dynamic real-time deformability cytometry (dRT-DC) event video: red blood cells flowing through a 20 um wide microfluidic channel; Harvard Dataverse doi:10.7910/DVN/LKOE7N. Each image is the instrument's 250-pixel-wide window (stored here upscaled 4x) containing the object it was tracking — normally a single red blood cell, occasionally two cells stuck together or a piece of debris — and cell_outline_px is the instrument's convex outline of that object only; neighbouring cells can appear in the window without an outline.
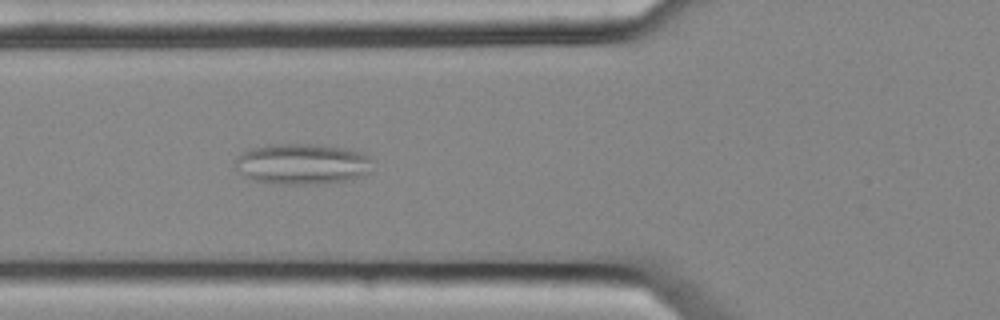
{"species": "common noctule bat (a hibernating species)", "species_latin": "Nyctalus noctula", "temperature_condition": "cold", "stored_images_in_passage": 5, "camera_frame_rate_fps": 3000, "um_per_image_px": 0.085, "animal": {"sex": "female", "body_mass_g": 25.1}, "frame": {"image": 1, "passage_image": 5, "time_ms": 1.333, "image_size_px": [1000, 320], "cell_outline_px": [[368, 172], [360, 176], [344, 180], [312, 184], [272, 184], [252, 180], [244, 176], [236, 168], [236, 156], [252, 148], [268, 144], [312, 144], [344, 148], [368, 156]], "centroid_in_image_um": [25.57, 13.94], "position_along_channel_um": 100.2, "area_um2": 32.08}}